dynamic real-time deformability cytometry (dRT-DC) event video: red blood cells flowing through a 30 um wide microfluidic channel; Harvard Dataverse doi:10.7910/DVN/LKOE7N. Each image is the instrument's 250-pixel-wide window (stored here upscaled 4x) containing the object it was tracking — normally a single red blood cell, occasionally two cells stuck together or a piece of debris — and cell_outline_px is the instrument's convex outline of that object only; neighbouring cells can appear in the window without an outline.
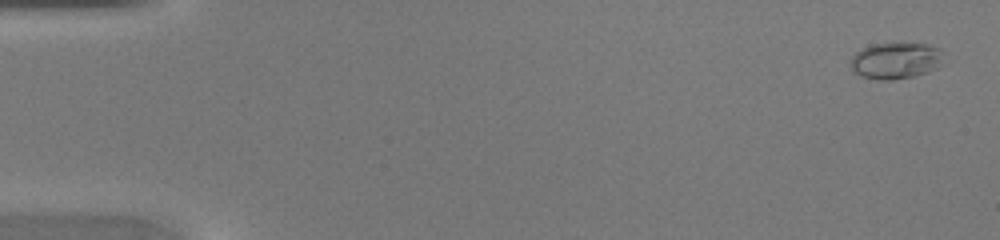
{"species": "common noctule bat (a hibernating species)", "species_latin": "Nyctalus noctula", "temperature_condition": "warm", "stored_images_in_passage": 46, "camera_frame_rate_fps": 3000, "um_per_image_px": 0.085, "animal": {"sex": "female", "body_mass_g": 20.0, "forearm_length_mm": 54.0}, "frame": {"image": 1, "passage_image": 2, "time_ms": 0.333, "image_size_px": [1000, 240], "cell_outline_px": [[944, 64], [928, 72], [916, 76], [892, 80], [876, 80], [860, 76], [848, 64], [852, 56], [856, 52], [872, 44], [928, 44], [940, 48]], "centroid_in_image_um": [76.14, 5.17], "position_along_channel_um": 8.9, "area_um2": 19.88}}
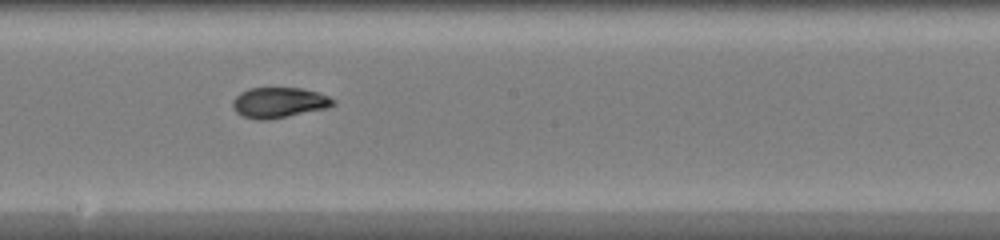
{"frame": {"image": 2, "passage_image": 26, "time_ms": 8.333, "image_size_px": [1000, 240], "cell_outline_px": [[336, 104], [328, 108], [288, 116], [264, 120], [260, 120], [244, 116], [236, 112], [232, 108], [232, 100], [240, 92], [248, 88], [300, 88], [316, 92], [328, 96], [336, 100]], "centroid_in_image_um": [23.71, 8.71], "position_along_channel_um": 224.5, "area_um2": 17.8}}
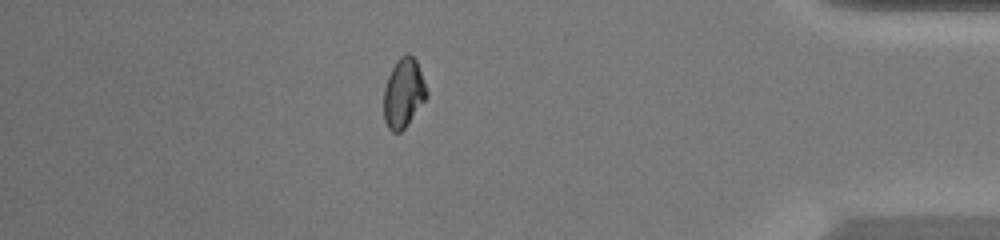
{"frame": {"image": 3, "passage_image": 40, "time_ms": 13.0, "image_size_px": [1000, 240], "cell_outline_px": [[428, 96], [404, 128], [400, 132], [392, 132], [388, 128], [384, 120], [384, 88], [388, 76], [396, 60], [400, 56], [408, 52], [416, 60], [424, 80], [428, 92]], "centroid_in_image_um": [34.29, 7.89], "position_along_channel_um": 400.9, "area_um2": 17.28}}